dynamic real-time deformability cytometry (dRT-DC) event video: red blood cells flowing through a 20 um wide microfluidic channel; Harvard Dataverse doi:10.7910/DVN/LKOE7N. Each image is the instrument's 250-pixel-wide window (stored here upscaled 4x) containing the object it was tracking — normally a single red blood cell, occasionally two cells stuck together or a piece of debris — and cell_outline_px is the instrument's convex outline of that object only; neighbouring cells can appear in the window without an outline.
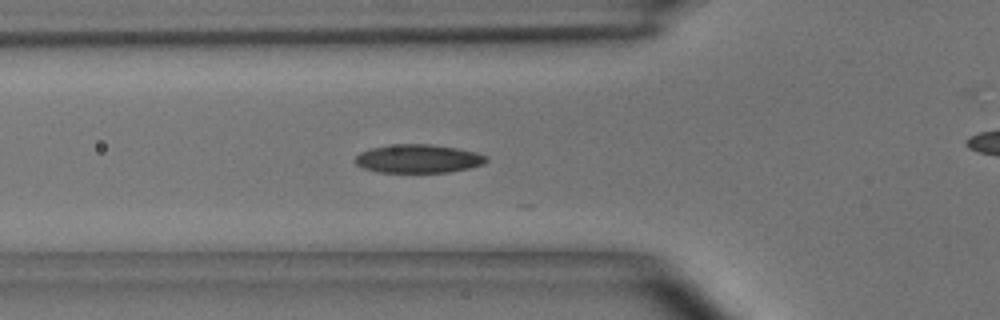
{"species": "common noctule bat (a hibernating species)", "species_latin": "Nyctalus noctula", "temperature_condition": "room temperature", "stored_images_in_passage": 24, "camera_frame_rate_fps": 3000, "um_per_image_px": 0.085, "animal": {"sex": "male", "body_mass_g": 15.6}, "frame": {"image": 1, "passage_image": 8, "time_ms": 2.333, "image_size_px": [1000, 320], "cell_outline_px": [[488, 160], [484, 164], [468, 168], [448, 172], [376, 172], [364, 168], [356, 164], [356, 156], [360, 152], [368, 148], [388, 144], [432, 144], [456, 148], [476, 152], [488, 156]], "centroid_in_image_um": [35.54, 13.48], "position_along_channel_um": 90.3, "area_um2": 21.91}}